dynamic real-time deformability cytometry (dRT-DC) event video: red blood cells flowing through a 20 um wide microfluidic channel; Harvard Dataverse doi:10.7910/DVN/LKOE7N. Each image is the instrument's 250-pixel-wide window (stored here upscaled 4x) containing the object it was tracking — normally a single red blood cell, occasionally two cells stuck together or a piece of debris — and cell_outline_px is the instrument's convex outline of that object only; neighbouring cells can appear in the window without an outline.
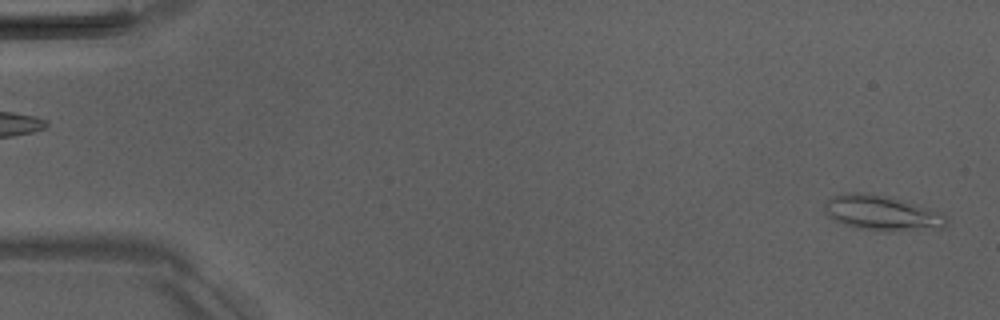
{"species": "Egyptian fruit bat (a non-hibernating species)", "species_latin": "Rousettus aegyptiacus", "temperature_condition": "room temperature", "stored_images_in_passage": 4, "camera_frame_rate_fps": 3000, "um_per_image_px": 0.085, "animal": {"sex": "male"}, "frame": {"image": 1, "passage_image": 4, "time_ms": 3.667, "image_size_px": [1000, 320], "cell_outline_px": [[948, 224], [944, 228], [892, 232], [884, 232], [856, 228], [832, 220], [824, 212], [824, 200], [832, 196], [844, 192], [868, 192], [888, 196], [932, 208], [944, 216], [948, 220]], "centroid_in_image_um": [74.93, 18.1], "position_along_channel_um": 10.1, "area_um2": 25.72}}